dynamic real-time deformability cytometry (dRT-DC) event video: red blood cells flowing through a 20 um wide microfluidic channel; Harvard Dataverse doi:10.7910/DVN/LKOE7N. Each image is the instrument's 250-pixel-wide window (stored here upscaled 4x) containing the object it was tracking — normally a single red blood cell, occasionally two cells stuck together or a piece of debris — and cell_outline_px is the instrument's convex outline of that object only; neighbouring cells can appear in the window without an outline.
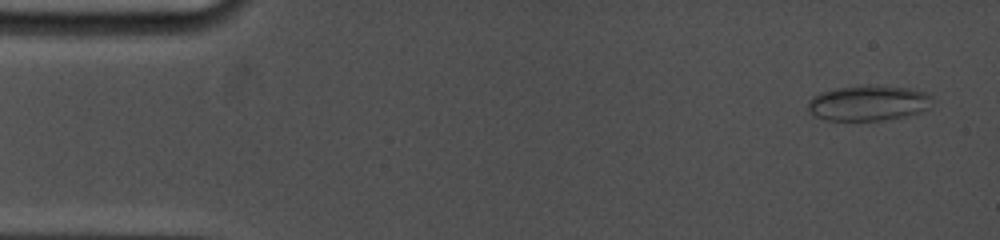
{"species": "common noctule bat (a hibernating species)", "species_latin": "Nyctalus noctula", "temperature_condition": "cold", "stored_images_in_passage": 5, "camera_frame_rate_fps": 5000, "um_per_image_px": 0.085, "animal": {"sex": "female", "body_mass_g": 19.0, "forearm_length_mm": 53.3}, "frame": {"image": 1, "passage_image": 1, "time_ms": 0.0, "image_size_px": [1000, 240], "cell_outline_px": [[932, 96], [928, 108], [920, 112], [904, 116], [880, 120], [824, 120], [808, 112], [808, 100], [812, 96], [820, 92], [836, 88], [868, 84], [908, 88], [924, 92]], "centroid_in_image_um": [73.75, 8.74], "position_along_channel_um": 11.2, "area_um2": 25.66}}